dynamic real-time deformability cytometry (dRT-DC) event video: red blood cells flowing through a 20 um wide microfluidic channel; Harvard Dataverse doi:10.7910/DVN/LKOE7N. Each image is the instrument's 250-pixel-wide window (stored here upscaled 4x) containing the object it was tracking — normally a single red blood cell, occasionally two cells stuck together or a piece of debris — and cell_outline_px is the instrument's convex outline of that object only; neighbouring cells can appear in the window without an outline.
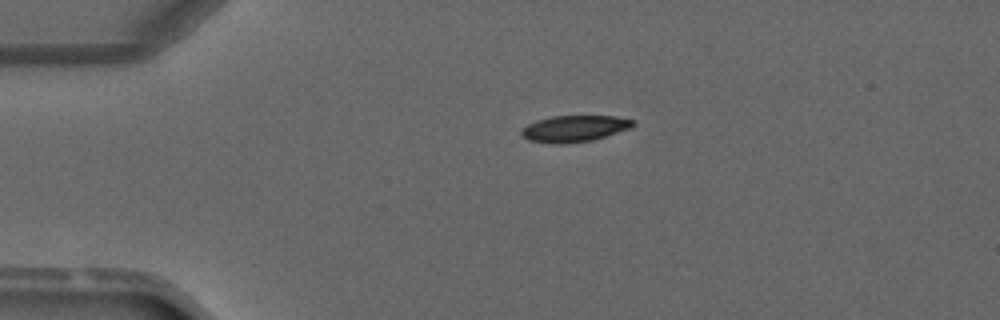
{"species": "common noctule bat (a hibernating species)", "species_latin": "Nyctalus noctula", "temperature_condition": "warm", "stored_images_in_passage": 3, "camera_frame_rate_fps": 3000, "um_per_image_px": 0.085, "animal": {"sex": "male", "forearm_length_mm": 52.5}, "frame": {"image": 1, "passage_image": 1, "time_ms": 0.0, "image_size_px": [1000, 320], "cell_outline_px": [[636, 124], [628, 128], [592, 140], [560, 144], [556, 144], [528, 140], [520, 132], [528, 124], [536, 120], [552, 116], [616, 116], [636, 120]], "centroid_in_image_um": [48.82, 10.92], "position_along_channel_um": 36.2, "area_um2": 16.94}}